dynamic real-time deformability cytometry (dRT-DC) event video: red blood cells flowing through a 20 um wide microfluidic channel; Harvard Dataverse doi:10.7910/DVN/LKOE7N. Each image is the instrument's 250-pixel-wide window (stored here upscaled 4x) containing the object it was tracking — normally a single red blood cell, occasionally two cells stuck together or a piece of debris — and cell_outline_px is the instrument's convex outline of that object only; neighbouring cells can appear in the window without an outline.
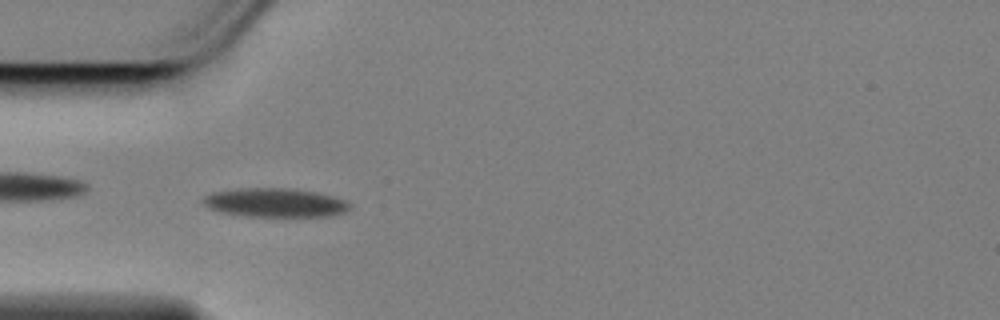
{"species": "Egyptian fruit bat (a non-hibernating species)", "species_latin": "Rousettus aegyptiacus", "temperature_condition": "cold", "stored_images_in_passage": 55, "camera_frame_rate_fps": 3000, "um_per_image_px": 0.085, "animal": {"sex": "female"}, "frame": {"image": 1, "passage_image": 15, "time_ms": 4.667, "image_size_px": [1000, 320], "cell_outline_px": [[352, 204], [344, 212], [328, 216], [244, 216], [220, 212], [208, 208], [204, 204], [204, 196], [212, 192], [240, 188], [284, 188], [316, 192], [336, 196]], "centroid_in_image_um": [23.37, 17.22], "position_along_channel_um": 61.6, "area_um2": 24.62}}
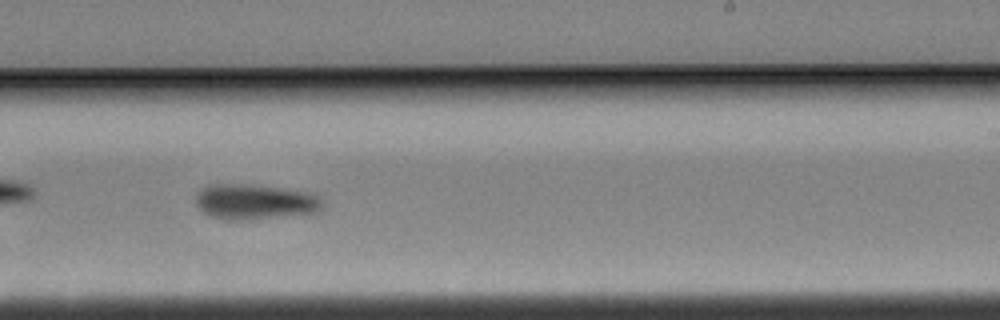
{"frame": {"image": 2, "passage_image": 33, "time_ms": 10.667, "image_size_px": [1000, 320], "cell_outline_px": [[324, 204], [320, 212], [248, 220], [224, 220], [208, 216], [196, 204], [196, 196], [208, 184], [236, 184], [276, 188], [308, 192], [324, 200]], "centroid_in_image_um": [21.67, 17.18], "position_along_channel_um": 267.3, "area_um2": 25.89}}
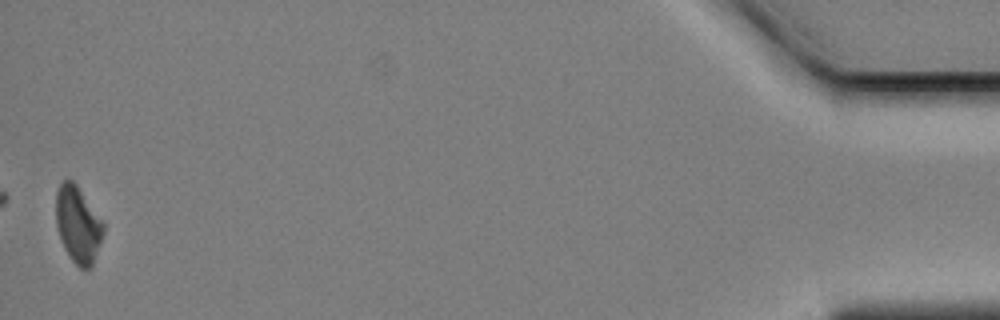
{"frame": {"image": 3, "passage_image": 55, "time_ms": 18.0, "image_size_px": [1000, 320], "cell_outline_px": [[104, 232], [92, 268], [80, 268], [72, 260], [64, 248], [60, 240], [56, 224], [56, 192], [60, 184], [64, 180], [72, 180], [76, 184], [104, 224]], "centroid_in_image_um": [6.62, 19.11], "position_along_channel_um": 428.6, "area_um2": 20.98}}